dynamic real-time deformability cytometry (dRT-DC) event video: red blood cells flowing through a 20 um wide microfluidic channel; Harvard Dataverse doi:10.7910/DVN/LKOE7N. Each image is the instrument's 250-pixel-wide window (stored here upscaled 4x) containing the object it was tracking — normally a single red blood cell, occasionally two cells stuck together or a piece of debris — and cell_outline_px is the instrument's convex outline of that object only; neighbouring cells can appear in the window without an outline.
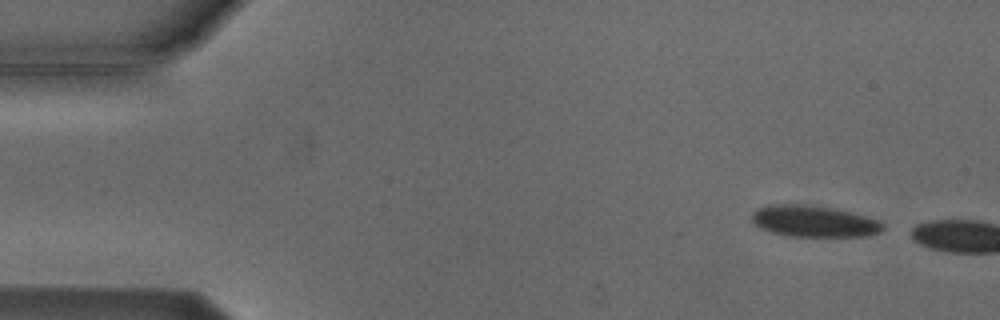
{"species": "Egyptian fruit bat (a non-hibernating species)", "species_latin": "Rousettus aegyptiacus", "temperature_condition": "cold", "stored_images_in_passage": 3, "camera_frame_rate_fps": 3000, "um_per_image_px": 0.085, "animal": {"sex": "male"}, "frame": {"image": 1, "passage_image": 1, "time_ms": 0.0, "image_size_px": [1000, 320], "cell_outline_px": [[884, 228], [880, 232], [868, 236], [792, 236], [772, 232], [760, 228], [752, 220], [752, 212], [756, 208], [768, 204], [804, 204], [832, 208], [880, 220], [884, 224]], "centroid_in_image_um": [69.17, 18.8], "position_along_channel_um": 15.8, "area_um2": 23.93}}